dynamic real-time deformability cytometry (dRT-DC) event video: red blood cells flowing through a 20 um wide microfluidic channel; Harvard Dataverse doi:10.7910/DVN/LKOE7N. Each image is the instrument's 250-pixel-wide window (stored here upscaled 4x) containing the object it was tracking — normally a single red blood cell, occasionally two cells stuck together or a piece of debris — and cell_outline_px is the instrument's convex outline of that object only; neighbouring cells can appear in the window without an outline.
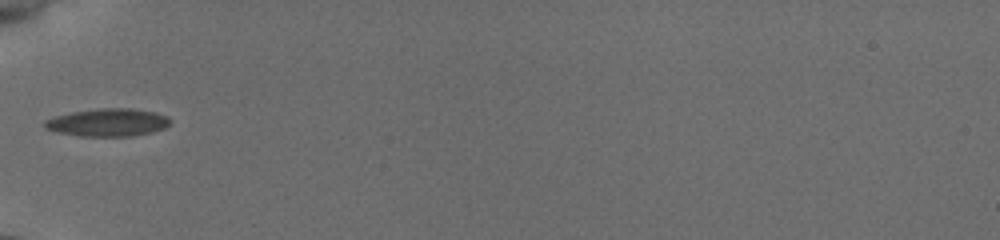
{"species": "common noctule bat (a hibernating species)", "species_latin": "Nyctalus noctula", "temperature_condition": "cold", "stored_images_in_passage": 34, "camera_frame_rate_fps": 3000, "um_per_image_px": 0.085, "animal": {"sex": "female", "body_mass_g": 19.5, "forearm_length_mm": 54.1}, "frame": {"image": 1, "passage_image": 1, "time_ms": 0.0, "image_size_px": [1000, 240], "cell_outline_px": [[172, 120], [164, 128], [152, 132], [132, 136], [80, 136], [56, 132], [44, 128], [44, 120], [56, 116], [72, 112], [100, 108], [132, 108], [152, 112], [168, 116]], "centroid_in_image_um": [9.15, 10.41], "position_along_channel_um": 75.8, "area_um2": 20.29}}
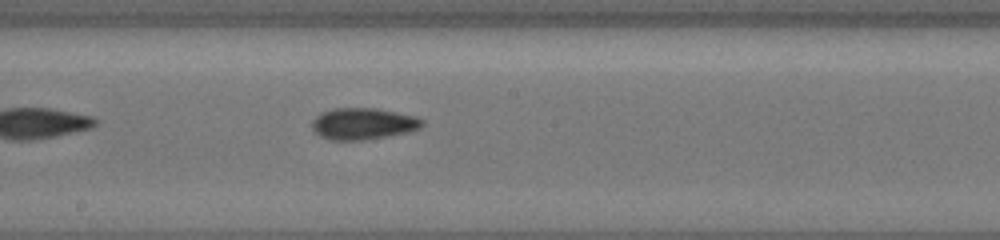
{"frame": {"image": 2, "passage_image": 12, "time_ms": 3.667, "image_size_px": [1000, 240], "cell_outline_px": [[424, 124], [420, 128], [408, 132], [364, 140], [328, 140], [320, 136], [312, 128], [312, 120], [320, 112], [332, 108], [376, 108], [416, 116], [424, 120]], "centroid_in_image_um": [30.85, 10.51], "position_along_channel_um": 217.3, "area_um2": 20.4}}
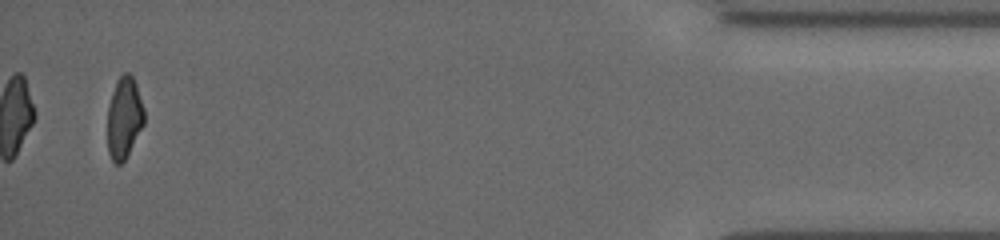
{"frame": {"image": 3, "passage_image": 33, "time_ms": 10.667, "image_size_px": [1000, 240], "cell_outline_px": [[144, 124], [124, 160], [120, 164], [116, 164], [112, 160], [108, 152], [108, 108], [112, 92], [120, 76], [124, 72], [128, 72], [132, 76], [136, 84], [144, 108]], "centroid_in_image_um": [10.56, 10.01], "position_along_channel_um": 424.6, "area_um2": 17.17}, "authors_computed_cell_mechanics": {"area_um2": 18.7561, "velocity_mm_per_s": 3.886, "shape_relaxation_time_tau1_ms": 2.5018, "shape_relaxation_time_tau2_ms": 2.8099, "deformation_change_tau1": 0.1249, "deformation_change_tau2": 0.1017}}